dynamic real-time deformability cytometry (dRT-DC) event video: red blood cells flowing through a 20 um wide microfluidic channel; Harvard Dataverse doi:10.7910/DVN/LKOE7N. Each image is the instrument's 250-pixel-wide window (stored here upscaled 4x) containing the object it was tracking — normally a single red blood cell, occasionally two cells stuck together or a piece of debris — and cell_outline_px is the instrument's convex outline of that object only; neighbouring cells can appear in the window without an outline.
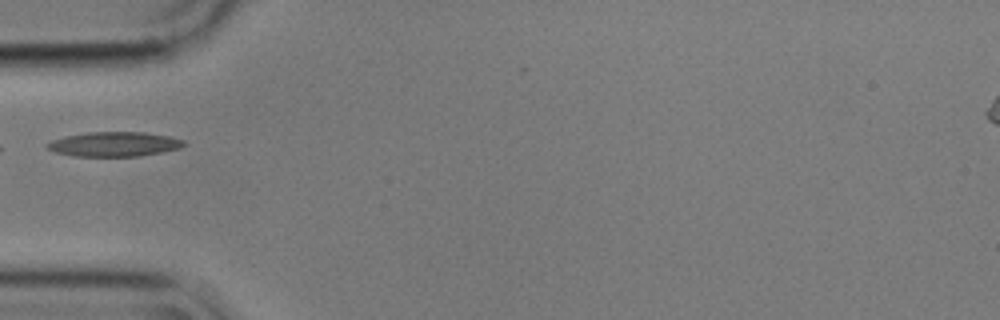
{"species": "common noctule bat (a hibernating species)", "species_latin": "Nyctalus noctula", "temperature_condition": "cold", "stored_images_in_passage": 13, "camera_frame_rate_fps": 3000, "um_per_image_px": 0.085, "animal": {"sex": "male", "body_mass_g": 17.9}, "frame": {"image": 1, "passage_image": 1, "time_ms": 0.0, "image_size_px": [1000, 320], "cell_outline_px": [[188, 144], [180, 148], [140, 156], [72, 156], [56, 152], [48, 148], [44, 144], [52, 140], [64, 136], [88, 132], [144, 132], [172, 136], [184, 140]], "centroid_in_image_um": [9.73, 12.24], "position_along_channel_um": 75.3, "area_um2": 19.71}}